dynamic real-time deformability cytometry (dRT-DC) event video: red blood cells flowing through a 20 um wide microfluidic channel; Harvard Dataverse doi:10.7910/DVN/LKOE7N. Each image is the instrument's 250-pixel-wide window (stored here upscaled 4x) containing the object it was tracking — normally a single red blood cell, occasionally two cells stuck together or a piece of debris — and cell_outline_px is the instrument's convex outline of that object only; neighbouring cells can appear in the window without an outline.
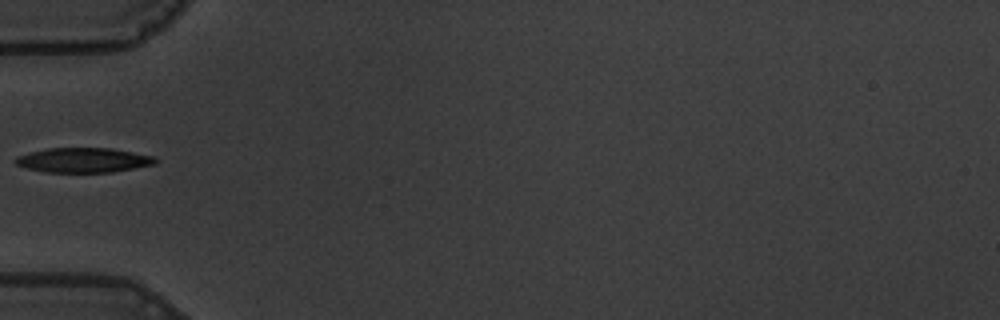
{"species": "common noctule bat (a hibernating species)", "species_latin": "Nyctalus noctula", "temperature_condition": "warm", "stored_images_in_passage": 38, "camera_frame_rate_fps": 3000, "um_per_image_px": 0.085, "animal": {"sex": "male", "body_mass_g": 19.5, "forearm_length_mm": 54.6}, "frame": {"image": 1, "passage_image": 1, "time_ms": 0.0, "image_size_px": [1000, 320], "cell_outline_px": [[156, 164], [112, 172], [48, 172], [28, 168], [16, 164], [12, 160], [16, 156], [28, 152], [48, 148], [112, 148], [152, 156], [156, 160]], "centroid_in_image_um": [7.05, 13.6], "position_along_channel_um": 78.0, "area_um2": 20.06}}
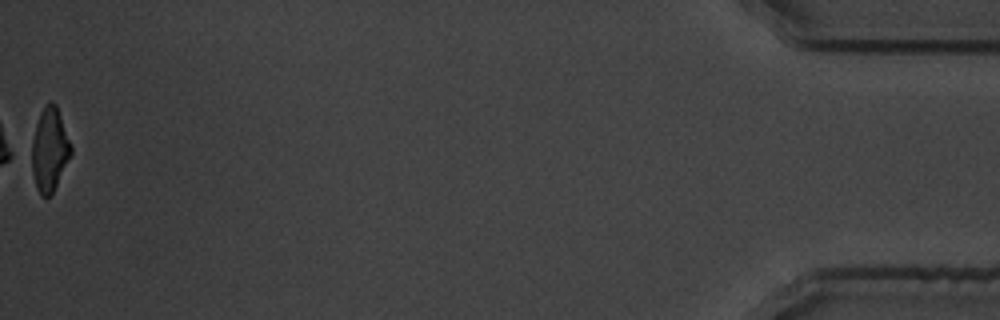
{"frame": {"image": 2, "passage_image": 38, "time_ms": 12.333, "image_size_px": [1000, 320], "cell_outline_px": [[72, 152], [52, 192], [48, 196], [40, 196], [36, 188], [24, 156], [24, 152], [40, 112], [52, 100], [56, 104], [72, 148]], "centroid_in_image_um": [4.06, 12.74], "position_along_channel_um": 431.1, "area_um2": 20.29}}